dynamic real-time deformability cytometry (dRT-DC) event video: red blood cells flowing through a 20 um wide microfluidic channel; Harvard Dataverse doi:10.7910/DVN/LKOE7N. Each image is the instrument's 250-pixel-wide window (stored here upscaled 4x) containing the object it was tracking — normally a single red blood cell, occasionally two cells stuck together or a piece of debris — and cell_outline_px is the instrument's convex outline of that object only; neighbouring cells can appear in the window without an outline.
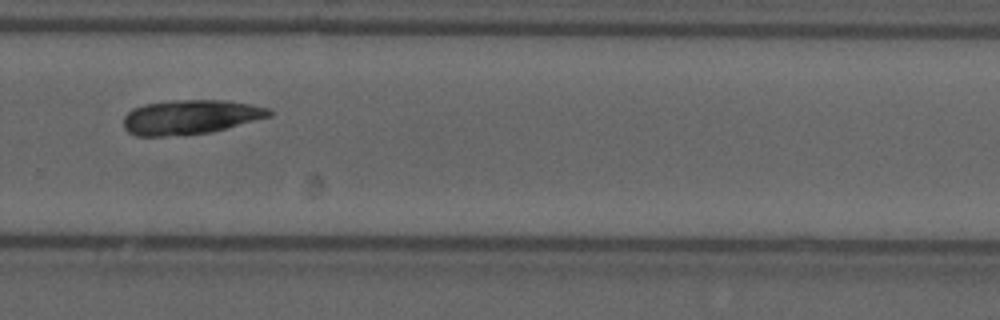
{"species": "common noctule bat (a hibernating species)", "species_latin": "Nyctalus noctula", "temperature_condition": "cold", "stored_images_in_passage": 13, "camera_frame_rate_fps": 3000, "um_per_image_px": 0.085, "animal": {"sex": "male", "forearm_length_mm": 52.5}, "frame": {"image": 1, "passage_image": 8, "time_ms": 2.333, "image_size_px": [1000, 320], "cell_outline_px": [[272, 116], [212, 132], [164, 136], [136, 136], [128, 132], [124, 128], [124, 116], [132, 108], [144, 104], [172, 100], [228, 100], [268, 108], [272, 112]], "centroid_in_image_um": [16.16, 9.94], "position_along_channel_um": 313.6, "area_um2": 29.25}}